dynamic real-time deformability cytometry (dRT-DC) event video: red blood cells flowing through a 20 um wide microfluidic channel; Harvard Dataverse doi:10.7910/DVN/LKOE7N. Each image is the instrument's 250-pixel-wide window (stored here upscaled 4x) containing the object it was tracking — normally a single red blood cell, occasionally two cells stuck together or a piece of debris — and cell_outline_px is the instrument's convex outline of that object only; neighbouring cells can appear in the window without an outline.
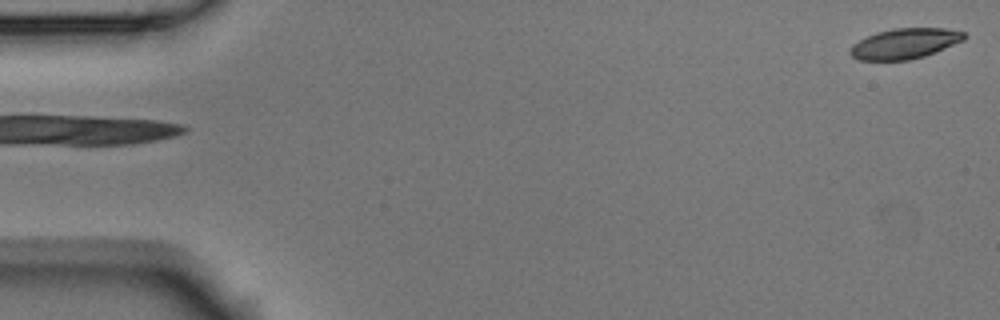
{"species": "Egyptian fruit bat (a non-hibernating species)", "species_latin": "Rousettus aegyptiacus", "temperature_condition": "room temperature", "stored_images_in_passage": 2, "camera_frame_rate_fps": 3000, "um_per_image_px": 0.085, "animal": {"sex": "male"}, "frame": {"image": 1, "passage_image": 2, "time_ms": 0.333, "image_size_px": [1000, 320], "cell_outline_px": [[968, 36], [964, 40], [936, 52], [924, 56], [908, 60], [860, 60], [852, 56], [848, 52], [852, 44], [876, 32], [892, 28], [944, 28], [964, 32]], "centroid_in_image_um": [76.91, 3.7], "position_along_channel_um": 8.1, "area_um2": 20.23}}